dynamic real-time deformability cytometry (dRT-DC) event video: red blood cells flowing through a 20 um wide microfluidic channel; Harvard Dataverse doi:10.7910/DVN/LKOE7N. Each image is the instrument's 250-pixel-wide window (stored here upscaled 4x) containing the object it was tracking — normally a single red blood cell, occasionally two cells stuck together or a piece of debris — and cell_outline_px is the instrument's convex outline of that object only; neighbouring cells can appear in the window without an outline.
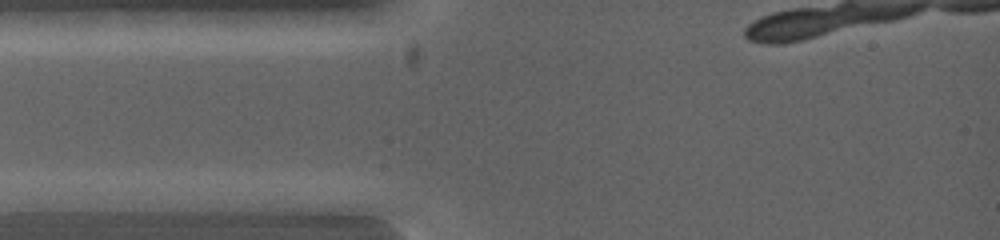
{"species": "common noctule bat (a hibernating species)", "species_latin": "Nyctalus noctula", "temperature_condition": "warm", "stored_images_in_passage": 3, "camera_frame_rate_fps": 5000, "um_per_image_px": 0.085, "animal": {"sex": "female", "body_mass_g": 19.0, "forearm_length_mm": 53.3}, "frame": {"image": 1, "passage_image": 1, "time_ms": 0.0, "image_size_px": [1000, 240], "cell_outline_px": [[308, 200], [300, 216], [296, 216], [172, 208], [144, 200], [160, 192], [292, 192]], "centroid_in_image_um": [19.93, 17.17], "position_along_channel_um": 65.1, "area_um2": 21.04}}